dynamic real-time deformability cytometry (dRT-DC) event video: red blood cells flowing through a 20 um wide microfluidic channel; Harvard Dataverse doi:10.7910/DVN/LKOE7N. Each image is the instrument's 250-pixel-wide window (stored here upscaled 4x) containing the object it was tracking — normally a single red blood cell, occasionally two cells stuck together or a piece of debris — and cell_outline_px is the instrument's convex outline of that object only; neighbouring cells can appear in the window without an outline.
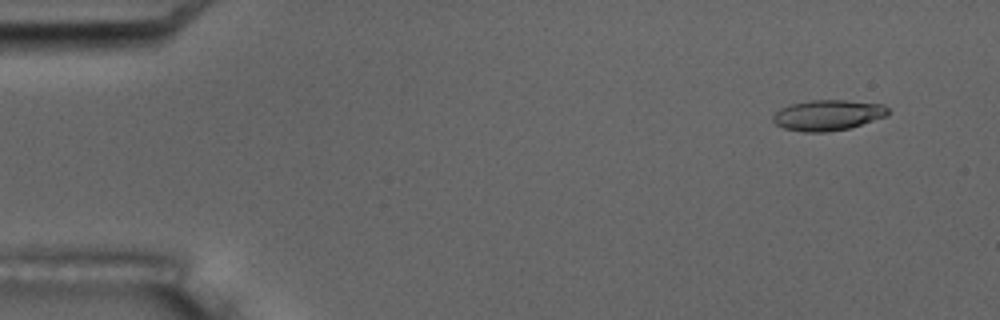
{"species": "common noctule bat (a hibernating species)", "species_latin": "Nyctalus noctula", "temperature_condition": "room temperature", "stored_images_in_passage": 5, "camera_frame_rate_fps": 3000, "um_per_image_px": 0.085, "animal": {"sex": "male", "body_mass_g": 17.5, "forearm_length_mm": 52.3}, "frame": {"image": 1, "passage_image": 2, "time_ms": 1.333, "image_size_px": [1000, 320], "cell_outline_px": [[888, 116], [848, 128], [828, 132], [804, 132], [784, 128], [776, 124], [772, 120], [772, 116], [780, 108], [788, 104], [812, 100], [844, 100], [884, 104], [888, 108]], "centroid_in_image_um": [70.36, 9.78], "position_along_channel_um": 14.6, "area_um2": 20.58}}